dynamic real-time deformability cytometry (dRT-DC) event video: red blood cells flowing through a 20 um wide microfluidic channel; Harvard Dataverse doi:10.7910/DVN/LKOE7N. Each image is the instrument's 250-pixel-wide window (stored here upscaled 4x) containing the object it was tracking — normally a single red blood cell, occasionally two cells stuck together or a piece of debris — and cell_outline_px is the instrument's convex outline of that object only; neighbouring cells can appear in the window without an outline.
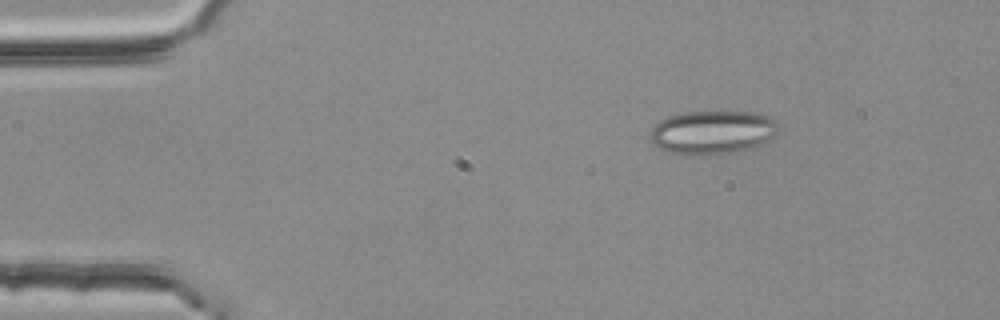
{"species": "common noctule bat (a hibernating species)", "species_latin": "Nyctalus noctula", "temperature_condition": "room temperature", "stored_images_in_passage": 2, "camera_frame_rate_fps": 3000, "um_per_image_px": 0.085, "animal": {"sex": "female", "body_mass_g": 25.1}, "frame": {"image": 1, "passage_image": 1, "time_ms": 0.0, "image_size_px": [1000, 320], "cell_outline_px": [[780, 124], [776, 132], [768, 140], [756, 148], [740, 152], [684, 156], [668, 152], [652, 144], [648, 140], [648, 136], [652, 128], [660, 120], [668, 116], [684, 112], [756, 112], [768, 116], [776, 120]], "centroid_in_image_um": [60.55, 11.26], "position_along_channel_um": 24.5, "area_um2": 33.23}}